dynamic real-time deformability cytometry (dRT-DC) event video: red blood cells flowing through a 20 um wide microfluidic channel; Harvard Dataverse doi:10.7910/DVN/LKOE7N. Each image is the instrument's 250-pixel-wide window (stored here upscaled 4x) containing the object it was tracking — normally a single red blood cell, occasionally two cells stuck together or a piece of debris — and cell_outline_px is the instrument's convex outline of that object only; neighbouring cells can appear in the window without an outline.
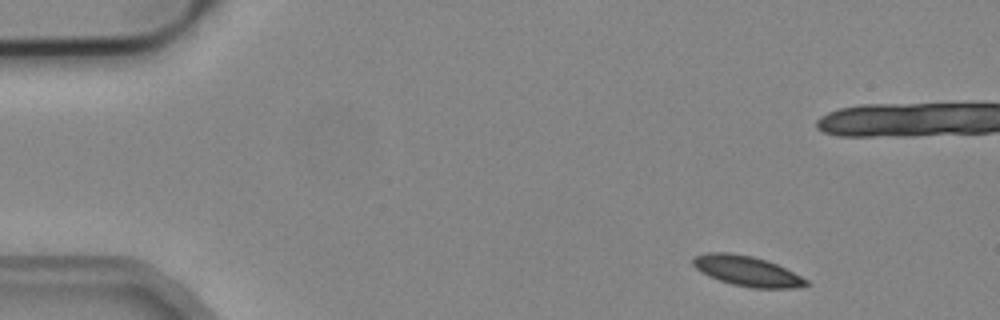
{"species": "common noctule bat (a hibernating species)", "species_latin": "Nyctalus noctula", "temperature_condition": "cold", "stored_images_in_passage": 4, "camera_frame_rate_fps": 3000, "um_per_image_px": 0.085, "animal": {"sex": "male", "body_mass_g": 19.2, "forearm_length_mm": 51.8}, "frame": {"image": 1, "passage_image": 1, "time_ms": 0.0, "image_size_px": [1000, 320], "cell_outline_px": [[812, 284], [792, 288], [752, 288], [732, 284], [720, 280], [700, 272], [692, 264], [692, 256], [704, 252], [728, 252], [752, 256], [768, 260], [808, 280]], "centroid_in_image_um": [63.46, 23.02], "position_along_channel_um": 21.5, "area_um2": 19.94}}